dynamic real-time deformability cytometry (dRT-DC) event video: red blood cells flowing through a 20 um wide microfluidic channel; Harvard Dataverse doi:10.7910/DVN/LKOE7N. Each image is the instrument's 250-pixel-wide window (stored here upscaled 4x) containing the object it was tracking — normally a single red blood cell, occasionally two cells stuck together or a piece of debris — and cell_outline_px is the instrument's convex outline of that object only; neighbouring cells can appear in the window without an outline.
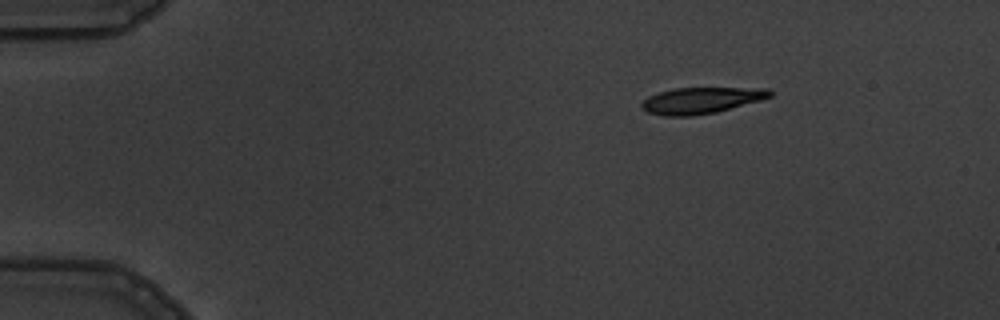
{"species": "common noctule bat (a hibernating species)", "species_latin": "Nyctalus noctula", "temperature_condition": "warm", "stored_images_in_passage": 4, "segment_of_instrument_passage": [1, 2], "camera_frame_rate_fps": 3000, "um_per_image_px": 0.085, "animal": {"sex": "male", "body_mass_g": 19.5, "forearm_length_mm": 54.6}, "frame": {"image": 1, "passage_image": 1, "time_ms": 0.0, "image_size_px": [1000, 320], "cell_outline_px": [[772, 96], [760, 100], [716, 112], [692, 116], [664, 116], [648, 112], [640, 108], [640, 104], [648, 96], [660, 92], [676, 88], [768, 88], [772, 92]], "centroid_in_image_um": [59.57, 8.54], "position_along_channel_um": 25.4, "area_um2": 19.54}}